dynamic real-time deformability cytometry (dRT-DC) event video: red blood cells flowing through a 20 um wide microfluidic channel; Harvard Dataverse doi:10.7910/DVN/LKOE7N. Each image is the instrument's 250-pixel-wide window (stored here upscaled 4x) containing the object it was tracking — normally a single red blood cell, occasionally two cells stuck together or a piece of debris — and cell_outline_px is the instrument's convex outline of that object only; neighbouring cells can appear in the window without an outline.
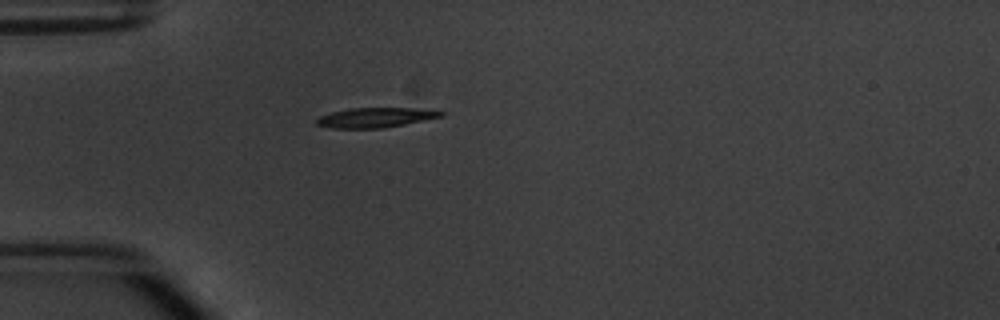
{"species": "common noctule bat (a hibernating species)", "species_latin": "Nyctalus noctula", "temperature_condition": "warm", "stored_images_in_passage": 5, "camera_frame_rate_fps": 3000, "um_per_image_px": 0.085, "animal": {"sex": "male", "body_mass_g": 20.1, "forearm_length_mm": 53.5}, "frame": {"image": 1, "passage_image": 5, "time_ms": 5.667, "image_size_px": [1000, 320], "cell_outline_px": [[444, 116], [404, 124], [380, 128], [332, 128], [316, 124], [316, 120], [320, 116], [332, 112], [352, 108], [412, 108], [444, 112]], "centroid_in_image_um": [31.89, 9.99], "position_along_channel_um": 53.1, "area_um2": 14.05}}